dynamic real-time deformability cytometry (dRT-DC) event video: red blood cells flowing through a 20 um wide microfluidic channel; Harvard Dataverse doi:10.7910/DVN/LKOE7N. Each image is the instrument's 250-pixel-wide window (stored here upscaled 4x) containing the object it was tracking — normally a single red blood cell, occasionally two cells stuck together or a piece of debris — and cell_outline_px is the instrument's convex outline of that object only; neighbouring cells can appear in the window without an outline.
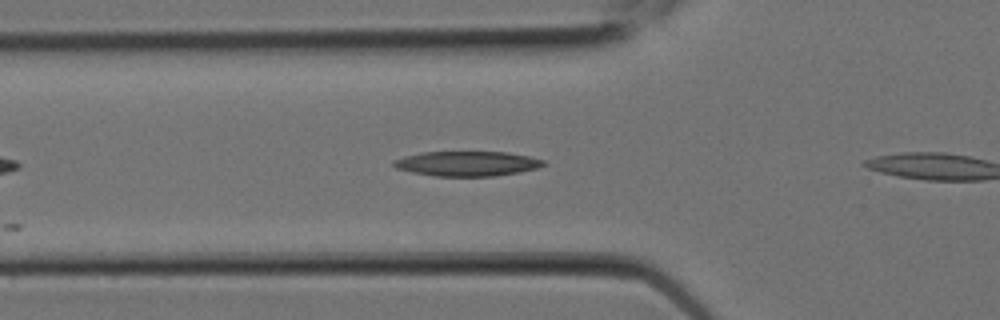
{"species": "Egyptian fruit bat (a non-hibernating species)", "species_latin": "Rousettus aegyptiacus", "temperature_condition": "room temperature", "stored_images_in_passage": 10, "camera_frame_rate_fps": 3000, "um_per_image_px": 0.085, "animal": {"sex": "female"}, "frame": {"image": 1, "passage_image": 10, "time_ms": 3.0, "image_size_px": [1000, 320], "cell_outline_px": [[548, 164], [536, 168], [516, 172], [492, 176], [436, 176], [412, 172], [396, 168], [392, 164], [392, 160], [404, 156], [420, 152], [508, 152], [528, 156], [544, 160]], "centroid_in_image_um": [39.67, 13.9], "position_along_channel_um": 86.1, "area_um2": 21.62}}